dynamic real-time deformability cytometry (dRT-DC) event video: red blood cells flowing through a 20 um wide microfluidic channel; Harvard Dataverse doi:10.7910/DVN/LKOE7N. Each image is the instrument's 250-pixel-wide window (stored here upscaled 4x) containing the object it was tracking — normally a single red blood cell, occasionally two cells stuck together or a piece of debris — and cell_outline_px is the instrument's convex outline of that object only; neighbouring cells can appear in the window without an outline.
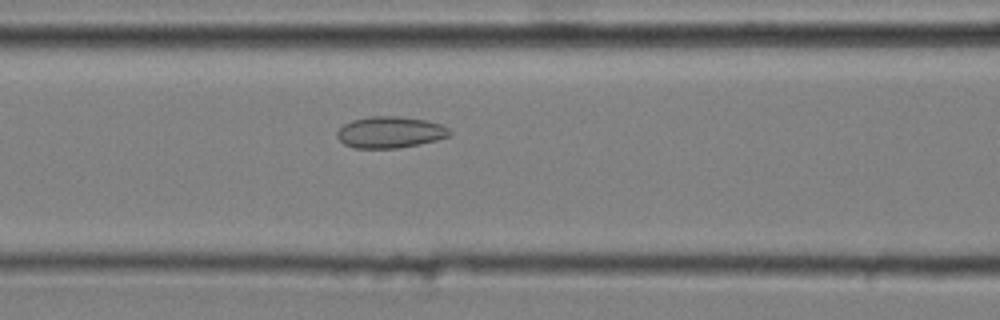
{"species": "common noctule bat (a hibernating species)", "species_latin": "Nyctalus noctula", "temperature_condition": "cold", "stored_images_in_passage": 39, "camera_frame_rate_fps": 3000, "um_per_image_px": 0.085, "animal": {"sex": "male", "body_mass_g": 20.4}, "frame": {"image": 1, "passage_image": 14, "time_ms": 4.333, "image_size_px": [1000, 320], "cell_outline_px": [[452, 132], [448, 136], [436, 140], [420, 144], [396, 148], [352, 148], [344, 144], [336, 136], [336, 132], [344, 124], [352, 120], [372, 116], [396, 116], [424, 120], [440, 124], [448, 128]], "centroid_in_image_um": [33.13, 11.25], "position_along_channel_um": 133.5, "area_um2": 20.52}}
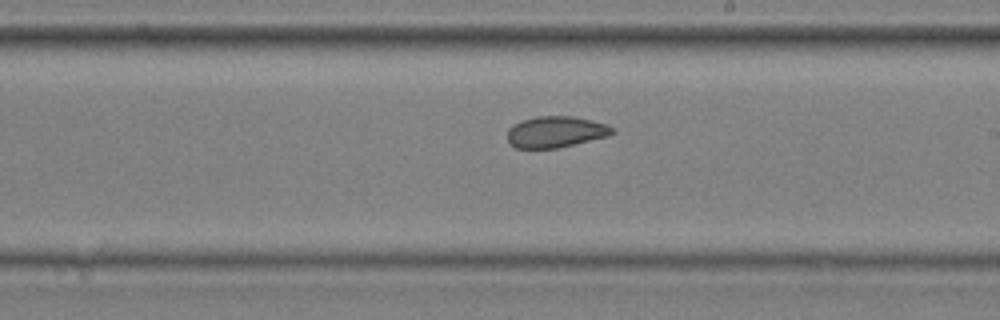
{"frame": {"image": 2, "passage_image": 23, "time_ms": 7.333, "image_size_px": [1000, 320], "cell_outline_px": [[616, 132], [608, 136], [556, 148], [516, 148], [508, 140], [508, 128], [512, 124], [536, 116], [572, 116], [592, 120], [608, 124]], "centroid_in_image_um": [47.24, 11.2], "position_along_channel_um": 241.8, "area_um2": 19.02}}
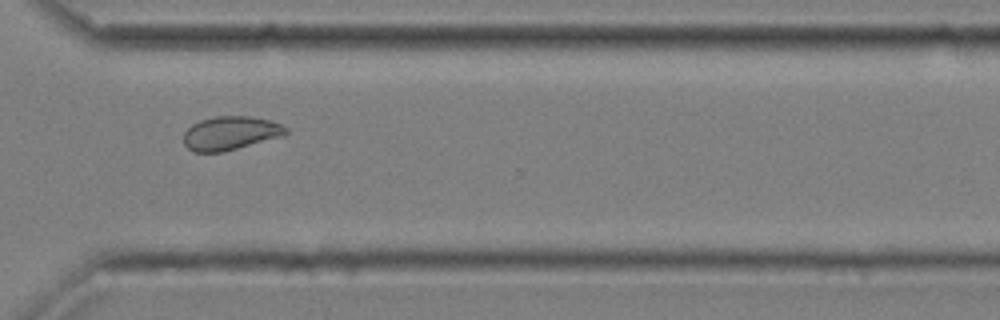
{"frame": {"image": 3, "passage_image": 32, "time_ms": 10.333, "image_size_px": [1000, 320], "cell_outline_px": [[288, 132], [284, 136], [220, 152], [192, 152], [184, 144], [184, 132], [192, 124], [200, 120], [216, 116], [252, 116], [268, 120], [280, 124], [288, 128]], "centroid_in_image_um": [19.58, 11.31], "position_along_channel_um": 351.0, "area_um2": 20.0}, "authors_computed_cell_mechanics": {"area_um2": 20.1722, "velocity_mm_per_s": 3.62, "shape_relaxation_time_tau1_ms": null, "shape_relaxation_time_tau2_ms": 1.3863, "deformation_change_tau1": null, "deformation_change_tau2": 0.0635}}